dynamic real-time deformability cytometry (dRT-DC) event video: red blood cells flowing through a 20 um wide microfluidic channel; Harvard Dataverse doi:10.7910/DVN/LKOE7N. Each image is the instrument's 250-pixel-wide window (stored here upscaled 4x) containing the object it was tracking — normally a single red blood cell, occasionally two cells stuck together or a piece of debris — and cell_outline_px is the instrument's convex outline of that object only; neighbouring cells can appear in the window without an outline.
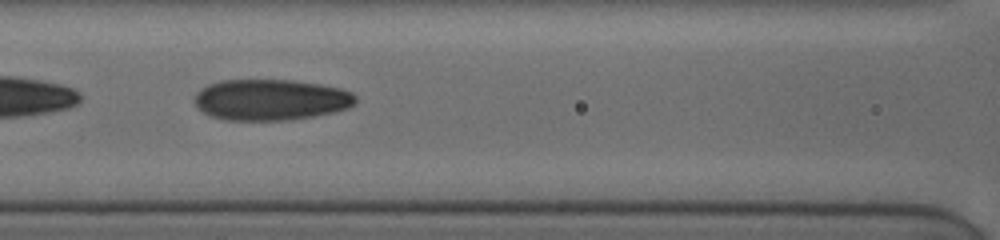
{"species": "human", "species_latin": "Homo sapiens", "temperature_condition": "cold", "stored_images_in_passage": 46, "camera_frame_rate_fps": 3000, "um_per_image_px": 0.085, "donor": {"sex": "female"}, "frame": {"image": 1, "passage_image": 8, "time_ms": 2.667, "image_size_px": [1000, 240], "cell_outline_px": [[356, 100], [348, 108], [332, 112], [312, 116], [288, 120], [224, 120], [212, 116], [204, 112], [192, 100], [196, 92], [200, 88], [208, 84], [220, 80], [292, 80], [320, 84], [340, 88], [352, 92], [356, 96]], "centroid_in_image_um": [22.98, 8.47], "position_along_channel_um": 143.6, "area_um2": 38.55}}
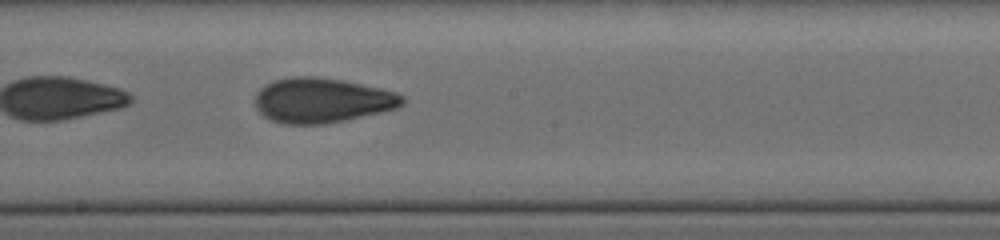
{"frame": {"image": 2, "passage_image": 17, "time_ms": 4.667, "image_size_px": [1000, 240], "cell_outline_px": [[404, 104], [396, 108], [380, 112], [344, 120], [324, 124], [284, 124], [272, 120], [264, 116], [256, 108], [256, 92], [260, 88], [276, 80], [288, 76], [320, 76], [344, 80], [380, 88], [396, 92], [404, 96]], "centroid_in_image_um": [27.37, 8.51], "position_along_channel_um": 220.8, "area_um2": 38.49}}
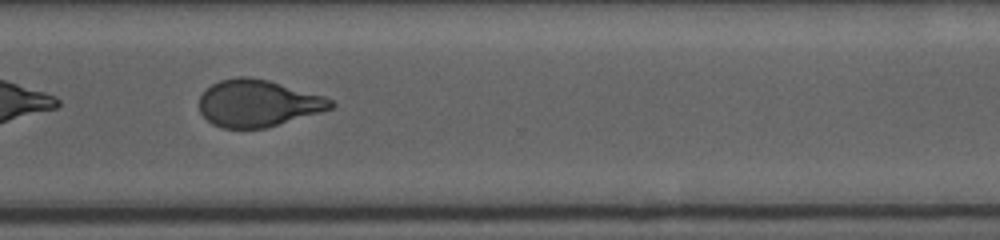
{"frame": {"image": 3, "passage_image": 27, "time_ms": 8.0, "image_size_px": [1000, 240], "cell_outline_px": [[336, 104], [332, 108], [320, 112], [264, 128], [220, 128], [212, 124], [200, 112], [200, 96], [212, 84], [220, 80], [236, 76], [248, 76], [268, 80], [324, 96], [332, 100]], "centroid_in_image_um": [21.91, 8.77], "position_along_channel_um": 348.7, "area_um2": 35.72}, "authors_computed_cell_mechanics": {"area_um2": 37.2232, "velocity_mm_per_s": 3.86, "shape_relaxation_time_tau1_ms": 6.8336, "shape_relaxation_time_tau2_ms": 1.5134, "deformation_change_tau1": 0.2088, "deformation_change_tau2": 0.0802}}